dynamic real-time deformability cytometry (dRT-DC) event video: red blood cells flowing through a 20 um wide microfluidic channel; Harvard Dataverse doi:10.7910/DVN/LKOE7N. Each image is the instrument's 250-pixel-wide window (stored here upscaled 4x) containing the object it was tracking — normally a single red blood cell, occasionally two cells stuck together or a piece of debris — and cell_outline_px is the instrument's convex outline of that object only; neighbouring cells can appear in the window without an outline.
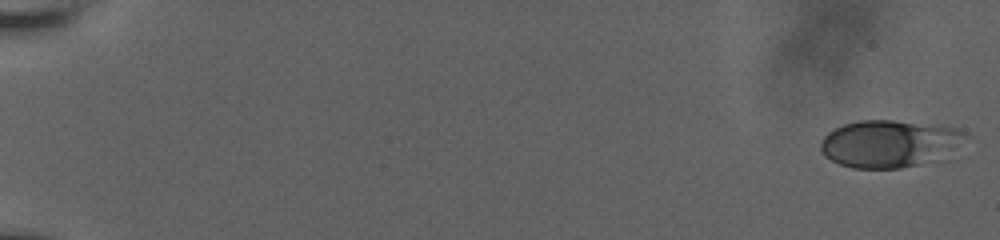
{"species": "human", "species_latin": "Homo sapiens", "temperature_condition": "room temperature", "stored_images_in_passage": 57, "camera_frame_rate_fps": 3000, "um_per_image_px": 0.085, "donor": {"sex": "male"}, "frame": {"image": 1, "passage_image": 1, "time_ms": 0.0, "image_size_px": [1000, 240], "cell_outline_px": [[968, 136], [920, 164], [900, 168], [852, 168], [840, 164], [824, 156], [820, 148], [820, 140], [828, 132], [844, 124], [860, 120], [892, 120], [940, 124], [956, 128], [964, 132]], "centroid_in_image_um": [75.44, 12.17], "position_along_channel_um": 9.6, "area_um2": 38.78}}
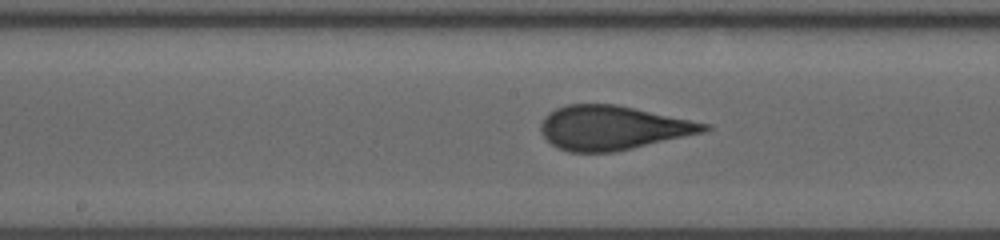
{"frame": {"image": 2, "passage_image": 32, "time_ms": 10.333, "image_size_px": [1000, 240], "cell_outline_px": [[712, 128], [704, 132], [616, 152], [568, 152], [556, 148], [540, 132], [540, 124], [544, 116], [548, 112], [556, 108], [568, 104], [616, 104], [712, 124]], "centroid_in_image_um": [52.07, 10.86], "position_along_channel_um": 196.1, "area_um2": 42.25}}
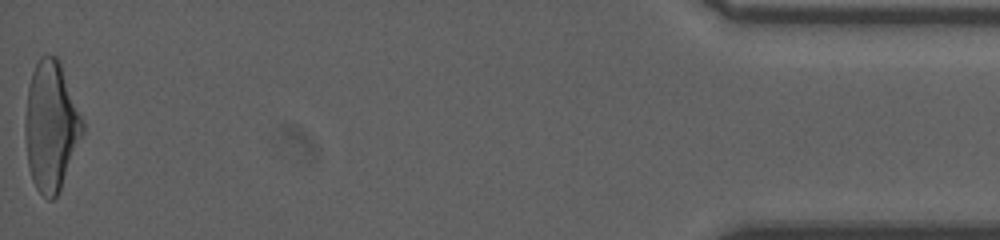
{"frame": {"image": 3, "passage_image": 57, "time_ms": 18.667, "image_size_px": [1000, 240], "cell_outline_px": [[84, 132], [60, 188], [56, 196], [52, 200], [48, 200], [36, 188], [32, 180], [28, 164], [24, 136], [24, 120], [28, 88], [32, 72], [40, 56], [56, 56], [60, 64], [84, 120]], "centroid_in_image_um": [4.32, 10.73], "position_along_channel_um": 430.9, "area_um2": 43.06}, "authors_computed_cell_mechanics": {"area_um2": 41.0958, "velocity_mm_per_s": 3.8408, "shape_relaxation_time_tau1_ms": 5.8521, "shape_relaxation_time_tau2_ms": null, "deformation_change_tau1": 0.1834, "deformation_change_tau2": null}}